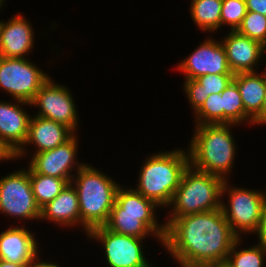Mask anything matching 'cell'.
I'll return each mask as SVG.
<instances>
[{
    "mask_svg": "<svg viewBox=\"0 0 266 267\" xmlns=\"http://www.w3.org/2000/svg\"><path fill=\"white\" fill-rule=\"evenodd\" d=\"M162 247L175 261L208 264L225 261L239 238L221 208L208 212L165 219Z\"/></svg>",
    "mask_w": 266,
    "mask_h": 267,
    "instance_id": "obj_1",
    "label": "cell"
},
{
    "mask_svg": "<svg viewBox=\"0 0 266 267\" xmlns=\"http://www.w3.org/2000/svg\"><path fill=\"white\" fill-rule=\"evenodd\" d=\"M236 124L195 125L188 144L189 164L202 172L228 180L234 168L236 142L231 133Z\"/></svg>",
    "mask_w": 266,
    "mask_h": 267,
    "instance_id": "obj_2",
    "label": "cell"
},
{
    "mask_svg": "<svg viewBox=\"0 0 266 267\" xmlns=\"http://www.w3.org/2000/svg\"><path fill=\"white\" fill-rule=\"evenodd\" d=\"M159 206L145 198L133 188L120 186L116 193L114 206L110 211L107 229L123 235L137 238L153 236L162 244L166 234V225L156 218ZM163 223V224H161Z\"/></svg>",
    "mask_w": 266,
    "mask_h": 267,
    "instance_id": "obj_3",
    "label": "cell"
},
{
    "mask_svg": "<svg viewBox=\"0 0 266 267\" xmlns=\"http://www.w3.org/2000/svg\"><path fill=\"white\" fill-rule=\"evenodd\" d=\"M188 166L189 154L184 148L156 152L146 157L139 170L138 184L133 189L160 208H168Z\"/></svg>",
    "mask_w": 266,
    "mask_h": 267,
    "instance_id": "obj_4",
    "label": "cell"
},
{
    "mask_svg": "<svg viewBox=\"0 0 266 267\" xmlns=\"http://www.w3.org/2000/svg\"><path fill=\"white\" fill-rule=\"evenodd\" d=\"M71 183L78 195L84 233L88 234L90 230L104 226L121 183L87 163L74 175Z\"/></svg>",
    "mask_w": 266,
    "mask_h": 267,
    "instance_id": "obj_5",
    "label": "cell"
},
{
    "mask_svg": "<svg viewBox=\"0 0 266 267\" xmlns=\"http://www.w3.org/2000/svg\"><path fill=\"white\" fill-rule=\"evenodd\" d=\"M224 179L202 172L190 164L184 171L168 208V218L208 212L221 208Z\"/></svg>",
    "mask_w": 266,
    "mask_h": 267,
    "instance_id": "obj_6",
    "label": "cell"
},
{
    "mask_svg": "<svg viewBox=\"0 0 266 267\" xmlns=\"http://www.w3.org/2000/svg\"><path fill=\"white\" fill-rule=\"evenodd\" d=\"M225 180L221 197L228 194V203L221 198V210L233 232L241 238L243 234H254L259 226L265 191L235 187ZM228 204V205H227Z\"/></svg>",
    "mask_w": 266,
    "mask_h": 267,
    "instance_id": "obj_7",
    "label": "cell"
},
{
    "mask_svg": "<svg viewBox=\"0 0 266 267\" xmlns=\"http://www.w3.org/2000/svg\"><path fill=\"white\" fill-rule=\"evenodd\" d=\"M51 77L29 58L0 56V88L14 100L32 103L37 91Z\"/></svg>",
    "mask_w": 266,
    "mask_h": 267,
    "instance_id": "obj_8",
    "label": "cell"
},
{
    "mask_svg": "<svg viewBox=\"0 0 266 267\" xmlns=\"http://www.w3.org/2000/svg\"><path fill=\"white\" fill-rule=\"evenodd\" d=\"M0 178V213L18 220H40L41 209L35 201L30 182V167Z\"/></svg>",
    "mask_w": 266,
    "mask_h": 267,
    "instance_id": "obj_9",
    "label": "cell"
},
{
    "mask_svg": "<svg viewBox=\"0 0 266 267\" xmlns=\"http://www.w3.org/2000/svg\"><path fill=\"white\" fill-rule=\"evenodd\" d=\"M87 236L100 242L108 267H153L145 257L143 238L118 234L105 226L90 230Z\"/></svg>",
    "mask_w": 266,
    "mask_h": 267,
    "instance_id": "obj_10",
    "label": "cell"
},
{
    "mask_svg": "<svg viewBox=\"0 0 266 267\" xmlns=\"http://www.w3.org/2000/svg\"><path fill=\"white\" fill-rule=\"evenodd\" d=\"M50 78L36 93L31 103L39 110L35 113L38 117H43L61 123L69 127L74 133L79 126V117L75 101L71 91L67 86L55 83Z\"/></svg>",
    "mask_w": 266,
    "mask_h": 267,
    "instance_id": "obj_11",
    "label": "cell"
},
{
    "mask_svg": "<svg viewBox=\"0 0 266 267\" xmlns=\"http://www.w3.org/2000/svg\"><path fill=\"white\" fill-rule=\"evenodd\" d=\"M76 136L75 133L68 141L56 148L32 154L28 161L29 167L36 173L71 181L85 164V162L78 163L76 159L79 149V140Z\"/></svg>",
    "mask_w": 266,
    "mask_h": 267,
    "instance_id": "obj_12",
    "label": "cell"
},
{
    "mask_svg": "<svg viewBox=\"0 0 266 267\" xmlns=\"http://www.w3.org/2000/svg\"><path fill=\"white\" fill-rule=\"evenodd\" d=\"M178 71L185 75V80L196 79L202 75L233 74L229 68L226 52L221 41L212 38L203 42L184 60L180 61Z\"/></svg>",
    "mask_w": 266,
    "mask_h": 267,
    "instance_id": "obj_13",
    "label": "cell"
},
{
    "mask_svg": "<svg viewBox=\"0 0 266 267\" xmlns=\"http://www.w3.org/2000/svg\"><path fill=\"white\" fill-rule=\"evenodd\" d=\"M221 43L224 46L227 62L233 74L256 72V67L264 55V46L236 30H231ZM262 58V59H261ZM261 59V60H260Z\"/></svg>",
    "mask_w": 266,
    "mask_h": 267,
    "instance_id": "obj_14",
    "label": "cell"
},
{
    "mask_svg": "<svg viewBox=\"0 0 266 267\" xmlns=\"http://www.w3.org/2000/svg\"><path fill=\"white\" fill-rule=\"evenodd\" d=\"M75 133L67 126L47 118L32 115L28 135L24 146L15 154V159H22L27 155V145L36 147L35 153L51 150L64 144ZM26 145V146H25ZM26 148V149H25Z\"/></svg>",
    "mask_w": 266,
    "mask_h": 267,
    "instance_id": "obj_15",
    "label": "cell"
},
{
    "mask_svg": "<svg viewBox=\"0 0 266 267\" xmlns=\"http://www.w3.org/2000/svg\"><path fill=\"white\" fill-rule=\"evenodd\" d=\"M12 101L0 100V139L16 154L26 142L32 116L23 107L30 103Z\"/></svg>",
    "mask_w": 266,
    "mask_h": 267,
    "instance_id": "obj_16",
    "label": "cell"
},
{
    "mask_svg": "<svg viewBox=\"0 0 266 267\" xmlns=\"http://www.w3.org/2000/svg\"><path fill=\"white\" fill-rule=\"evenodd\" d=\"M36 233H31L24 225L10 226L0 233V259L29 265L39 254Z\"/></svg>",
    "mask_w": 266,
    "mask_h": 267,
    "instance_id": "obj_17",
    "label": "cell"
},
{
    "mask_svg": "<svg viewBox=\"0 0 266 267\" xmlns=\"http://www.w3.org/2000/svg\"><path fill=\"white\" fill-rule=\"evenodd\" d=\"M22 14H16L3 22L0 36V56L27 58L35 44V30Z\"/></svg>",
    "mask_w": 266,
    "mask_h": 267,
    "instance_id": "obj_18",
    "label": "cell"
},
{
    "mask_svg": "<svg viewBox=\"0 0 266 267\" xmlns=\"http://www.w3.org/2000/svg\"><path fill=\"white\" fill-rule=\"evenodd\" d=\"M41 220H48L65 229L81 226L78 195L72 183H68L60 194L41 208Z\"/></svg>",
    "mask_w": 266,
    "mask_h": 267,
    "instance_id": "obj_19",
    "label": "cell"
},
{
    "mask_svg": "<svg viewBox=\"0 0 266 267\" xmlns=\"http://www.w3.org/2000/svg\"><path fill=\"white\" fill-rule=\"evenodd\" d=\"M233 82L238 87L246 115L253 121L260 113L265 99L266 68L261 73L235 74Z\"/></svg>",
    "mask_w": 266,
    "mask_h": 267,
    "instance_id": "obj_20",
    "label": "cell"
},
{
    "mask_svg": "<svg viewBox=\"0 0 266 267\" xmlns=\"http://www.w3.org/2000/svg\"><path fill=\"white\" fill-rule=\"evenodd\" d=\"M234 74L202 75L183 82V90L195 113L210 94L221 93L232 81Z\"/></svg>",
    "mask_w": 266,
    "mask_h": 267,
    "instance_id": "obj_21",
    "label": "cell"
},
{
    "mask_svg": "<svg viewBox=\"0 0 266 267\" xmlns=\"http://www.w3.org/2000/svg\"><path fill=\"white\" fill-rule=\"evenodd\" d=\"M190 15L200 31L214 33L221 29L222 0H190Z\"/></svg>",
    "mask_w": 266,
    "mask_h": 267,
    "instance_id": "obj_22",
    "label": "cell"
},
{
    "mask_svg": "<svg viewBox=\"0 0 266 267\" xmlns=\"http://www.w3.org/2000/svg\"><path fill=\"white\" fill-rule=\"evenodd\" d=\"M30 182L35 201L40 209L60 194L68 183H71L69 179L42 175L34 172L31 168Z\"/></svg>",
    "mask_w": 266,
    "mask_h": 267,
    "instance_id": "obj_23",
    "label": "cell"
},
{
    "mask_svg": "<svg viewBox=\"0 0 266 267\" xmlns=\"http://www.w3.org/2000/svg\"><path fill=\"white\" fill-rule=\"evenodd\" d=\"M222 108L224 109V124L248 123L253 121L246 115L241 95L237 85L232 81L222 92Z\"/></svg>",
    "mask_w": 266,
    "mask_h": 267,
    "instance_id": "obj_24",
    "label": "cell"
},
{
    "mask_svg": "<svg viewBox=\"0 0 266 267\" xmlns=\"http://www.w3.org/2000/svg\"><path fill=\"white\" fill-rule=\"evenodd\" d=\"M241 239L243 240V236L238 238L232 249L230 250L227 261L232 267H263L266 257V245L258 242L256 245H252L247 248H239L242 245Z\"/></svg>",
    "mask_w": 266,
    "mask_h": 267,
    "instance_id": "obj_25",
    "label": "cell"
},
{
    "mask_svg": "<svg viewBox=\"0 0 266 267\" xmlns=\"http://www.w3.org/2000/svg\"><path fill=\"white\" fill-rule=\"evenodd\" d=\"M195 125L224 124V109L221 93L208 96L201 107L194 113Z\"/></svg>",
    "mask_w": 266,
    "mask_h": 267,
    "instance_id": "obj_26",
    "label": "cell"
},
{
    "mask_svg": "<svg viewBox=\"0 0 266 267\" xmlns=\"http://www.w3.org/2000/svg\"><path fill=\"white\" fill-rule=\"evenodd\" d=\"M250 39L266 44V16L247 11L241 25L236 30Z\"/></svg>",
    "mask_w": 266,
    "mask_h": 267,
    "instance_id": "obj_27",
    "label": "cell"
},
{
    "mask_svg": "<svg viewBox=\"0 0 266 267\" xmlns=\"http://www.w3.org/2000/svg\"><path fill=\"white\" fill-rule=\"evenodd\" d=\"M247 12L245 0H222L221 27L237 30Z\"/></svg>",
    "mask_w": 266,
    "mask_h": 267,
    "instance_id": "obj_28",
    "label": "cell"
},
{
    "mask_svg": "<svg viewBox=\"0 0 266 267\" xmlns=\"http://www.w3.org/2000/svg\"><path fill=\"white\" fill-rule=\"evenodd\" d=\"M255 234H257L258 242L266 245V196L262 205L260 223Z\"/></svg>",
    "mask_w": 266,
    "mask_h": 267,
    "instance_id": "obj_29",
    "label": "cell"
},
{
    "mask_svg": "<svg viewBox=\"0 0 266 267\" xmlns=\"http://www.w3.org/2000/svg\"><path fill=\"white\" fill-rule=\"evenodd\" d=\"M247 11L266 16V0H245Z\"/></svg>",
    "mask_w": 266,
    "mask_h": 267,
    "instance_id": "obj_30",
    "label": "cell"
},
{
    "mask_svg": "<svg viewBox=\"0 0 266 267\" xmlns=\"http://www.w3.org/2000/svg\"><path fill=\"white\" fill-rule=\"evenodd\" d=\"M16 160L12 150L0 139V162Z\"/></svg>",
    "mask_w": 266,
    "mask_h": 267,
    "instance_id": "obj_31",
    "label": "cell"
},
{
    "mask_svg": "<svg viewBox=\"0 0 266 267\" xmlns=\"http://www.w3.org/2000/svg\"><path fill=\"white\" fill-rule=\"evenodd\" d=\"M27 267H60L57 263L41 260L40 254Z\"/></svg>",
    "mask_w": 266,
    "mask_h": 267,
    "instance_id": "obj_32",
    "label": "cell"
},
{
    "mask_svg": "<svg viewBox=\"0 0 266 267\" xmlns=\"http://www.w3.org/2000/svg\"><path fill=\"white\" fill-rule=\"evenodd\" d=\"M255 124L258 126L266 124V94L260 113L253 119V125Z\"/></svg>",
    "mask_w": 266,
    "mask_h": 267,
    "instance_id": "obj_33",
    "label": "cell"
},
{
    "mask_svg": "<svg viewBox=\"0 0 266 267\" xmlns=\"http://www.w3.org/2000/svg\"><path fill=\"white\" fill-rule=\"evenodd\" d=\"M207 267H232L227 260L217 261L206 264Z\"/></svg>",
    "mask_w": 266,
    "mask_h": 267,
    "instance_id": "obj_34",
    "label": "cell"
},
{
    "mask_svg": "<svg viewBox=\"0 0 266 267\" xmlns=\"http://www.w3.org/2000/svg\"><path fill=\"white\" fill-rule=\"evenodd\" d=\"M28 265L7 262L0 259V267H27Z\"/></svg>",
    "mask_w": 266,
    "mask_h": 267,
    "instance_id": "obj_35",
    "label": "cell"
},
{
    "mask_svg": "<svg viewBox=\"0 0 266 267\" xmlns=\"http://www.w3.org/2000/svg\"><path fill=\"white\" fill-rule=\"evenodd\" d=\"M177 264H180V267H207L206 264H190L185 262L177 261Z\"/></svg>",
    "mask_w": 266,
    "mask_h": 267,
    "instance_id": "obj_36",
    "label": "cell"
},
{
    "mask_svg": "<svg viewBox=\"0 0 266 267\" xmlns=\"http://www.w3.org/2000/svg\"><path fill=\"white\" fill-rule=\"evenodd\" d=\"M3 20H0V36H1V32H2V27H3Z\"/></svg>",
    "mask_w": 266,
    "mask_h": 267,
    "instance_id": "obj_37",
    "label": "cell"
},
{
    "mask_svg": "<svg viewBox=\"0 0 266 267\" xmlns=\"http://www.w3.org/2000/svg\"><path fill=\"white\" fill-rule=\"evenodd\" d=\"M4 1L5 0H0V9L4 6V4H5Z\"/></svg>",
    "mask_w": 266,
    "mask_h": 267,
    "instance_id": "obj_38",
    "label": "cell"
},
{
    "mask_svg": "<svg viewBox=\"0 0 266 267\" xmlns=\"http://www.w3.org/2000/svg\"><path fill=\"white\" fill-rule=\"evenodd\" d=\"M264 54H266V44L264 45Z\"/></svg>",
    "mask_w": 266,
    "mask_h": 267,
    "instance_id": "obj_39",
    "label": "cell"
}]
</instances>
